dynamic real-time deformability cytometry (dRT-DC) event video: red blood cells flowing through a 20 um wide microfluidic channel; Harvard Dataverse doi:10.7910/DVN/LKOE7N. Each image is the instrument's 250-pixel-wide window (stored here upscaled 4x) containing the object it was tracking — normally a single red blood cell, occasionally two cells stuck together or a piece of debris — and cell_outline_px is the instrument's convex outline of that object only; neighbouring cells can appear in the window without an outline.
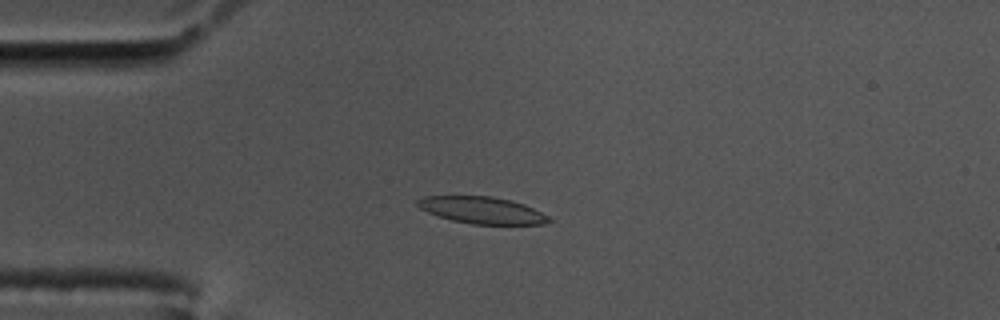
{"species": "common noctule bat (a hibernating species)", "species_latin": "Nyctalus noctula", "temperature_condition": "cold", "stored_images_in_passage": 46, "camera_frame_rate_fps": 3000, "um_per_image_px": 0.085, "animal": {"sex": "male", "body_mass_g": 17.5, "forearm_length_mm": 52.3}, "frame": {"image": 1, "passage_image": 2, "time_ms": 0.333, "image_size_px": [1000, 320], "cell_outline_px": [[556, 220], [540, 224], [472, 224], [452, 220], [428, 212], [420, 208], [416, 204], [416, 200], [424, 196], [492, 196], [512, 200], [524, 204]], "centroid_in_image_um": [40.98, 17.86], "position_along_channel_um": 44.0, "area_um2": 20.46}}
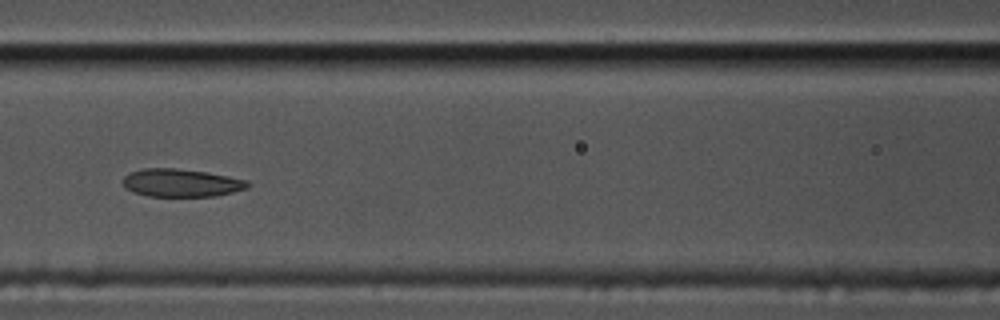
{"frame": {"image": 2, "passage_image": 13, "time_ms": 4.0, "image_size_px": [1000, 320], "cell_outline_px": [[252, 184], [248, 188], [216, 196], [148, 196], [132, 192], [124, 188], [124, 176], [132, 172], [144, 168], [176, 168], [204, 172], [228, 176], [248, 180]], "centroid_in_image_um": [15.42, 15.55], "position_along_channel_um": 151.2, "area_um2": 20.29}}
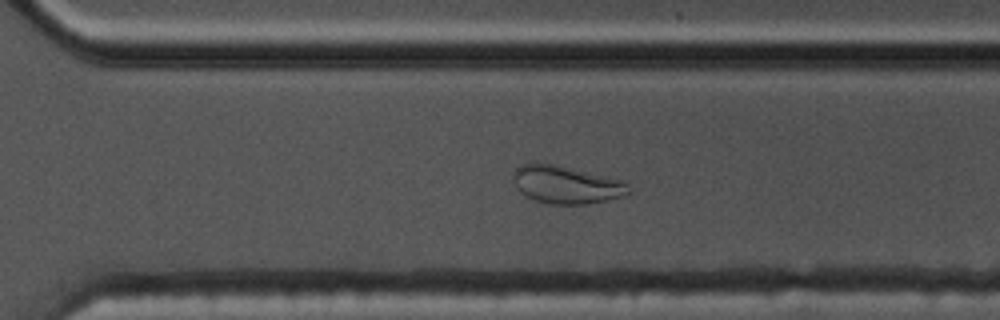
{"frame": {"image": 3, "passage_image": 28, "time_ms": 9.0, "image_size_px": [1000, 320], "cell_outline_px": [[632, 192], [608, 200], [584, 204], [548, 204], [536, 200], [520, 192], [512, 176], [512, 172], [520, 164], [532, 160], [556, 164], [628, 180]], "centroid_in_image_um": [48.16, 15.65], "position_along_channel_um": 322.4, "area_um2": 26.18}, "authors_computed_cell_mechanics": {"area_um2": 22.2241, "velocity_mm_per_s": 3.4432, "shape_relaxation_time_tau1_ms": null, "shape_relaxation_time_tau2_ms": 1.9751, "deformation_change_tau1": null, "deformation_change_tau2": 0.0824}}